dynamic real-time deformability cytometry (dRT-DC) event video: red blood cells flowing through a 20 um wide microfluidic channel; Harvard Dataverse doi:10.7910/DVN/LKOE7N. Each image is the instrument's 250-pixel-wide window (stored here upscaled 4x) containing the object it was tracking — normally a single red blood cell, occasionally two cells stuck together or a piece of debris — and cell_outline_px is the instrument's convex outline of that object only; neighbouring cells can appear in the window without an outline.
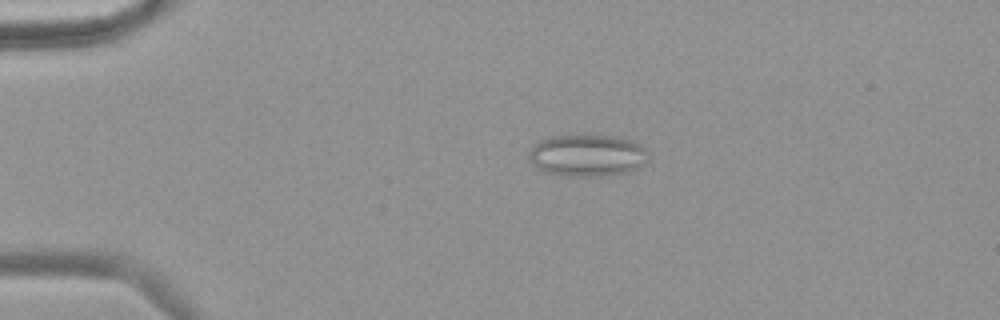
{"species": "common noctule bat (a hibernating species)", "species_latin": "Nyctalus noctula", "temperature_condition": "warm", "stored_images_in_passage": 57, "camera_frame_rate_fps": 3000, "um_per_image_px": 0.085, "animal": {"sex": "female", "body_mass_g": 18.4}, "frame": {"image": 1, "passage_image": 13, "time_ms": 4.0, "image_size_px": [1000, 320], "cell_outline_px": [[648, 160], [640, 168], [628, 172], [600, 176], [568, 176], [548, 172], [540, 168], [528, 160], [528, 152], [540, 140], [552, 136], [580, 132], [608, 136], [628, 140], [640, 144], [648, 152]], "centroid_in_image_um": [49.93, 13.18], "position_along_channel_um": 35.1, "area_um2": 29.65}}
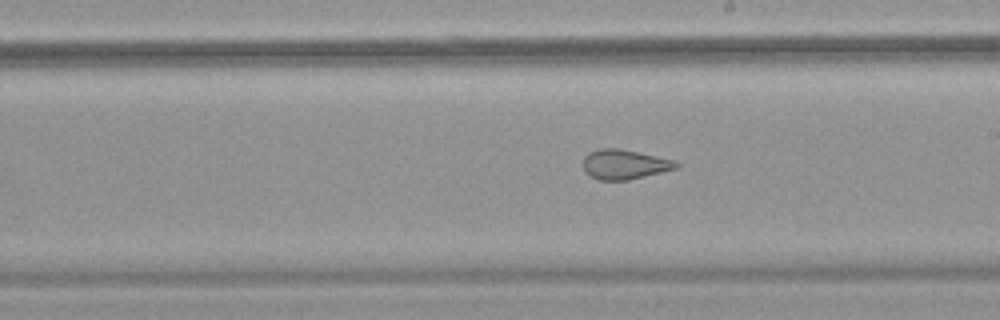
{"frame": {"image": 2, "passage_image": 34, "time_ms": 11.0, "image_size_px": [1000, 320], "cell_outline_px": [[680, 164], [676, 168], [628, 180], [600, 180], [588, 176], [584, 172], [584, 156], [588, 152], [600, 148], [616, 148], [656, 156], [672, 160]], "centroid_in_image_um": [53.01, 13.98], "position_along_channel_um": 236.0, "area_um2": 15.9}}
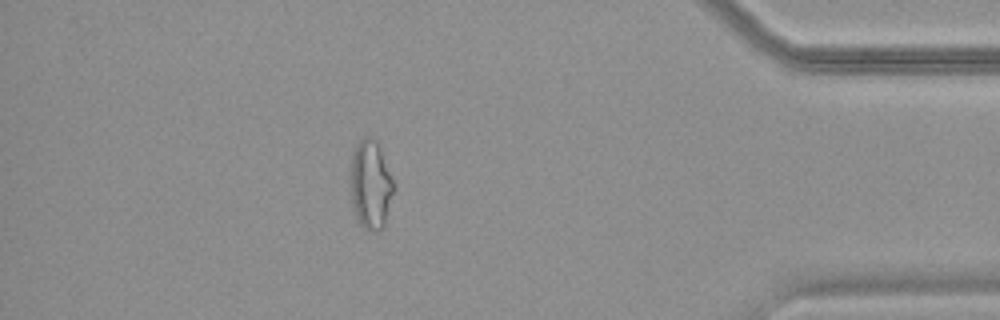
{"frame": {"image": 3, "passage_image": 51, "time_ms": 16.667, "image_size_px": [1000, 320], "cell_outline_px": [[396, 188], [384, 224], [380, 228], [372, 232], [368, 232], [360, 224], [352, 212], [352, 148], [364, 136], [372, 136], [376, 140], [396, 184]], "centroid_in_image_um": [31.53, 15.7], "position_along_channel_um": 403.7, "area_um2": 22.6}, "authors_computed_cell_mechanics": {"area_um2": 22.5998, "velocity_mm_per_s": 3.5911, "shape_relaxation_time_tau1_ms": null, "shape_relaxation_time_tau2_ms": 1.3667, "deformation_change_tau1": null, "deformation_change_tau2": 0.0982}}